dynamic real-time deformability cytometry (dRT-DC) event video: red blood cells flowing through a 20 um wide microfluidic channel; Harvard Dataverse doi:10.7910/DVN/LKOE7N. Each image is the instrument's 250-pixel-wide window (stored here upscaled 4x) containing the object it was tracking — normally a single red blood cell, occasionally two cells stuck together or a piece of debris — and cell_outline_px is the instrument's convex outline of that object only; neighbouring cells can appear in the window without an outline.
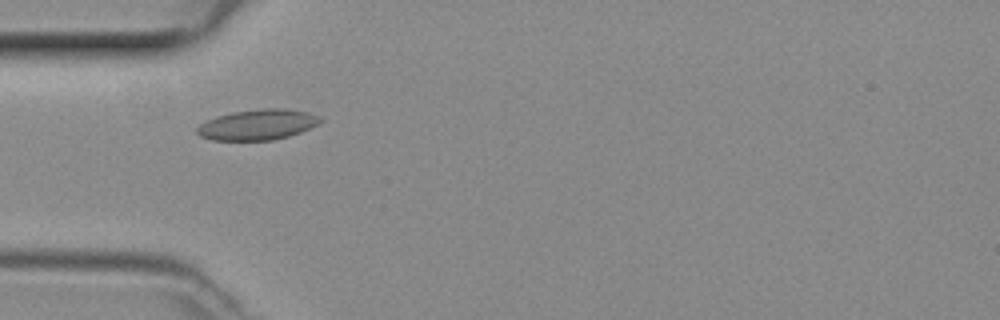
{"species": "common noctule bat (a hibernating species)", "species_latin": "Nyctalus noctula", "temperature_condition": "room temperature", "stored_images_in_passage": 47, "camera_frame_rate_fps": 3000, "um_per_image_px": 0.085, "animal": {"sex": "female", "body_mass_g": 29.2, "forearm_length_mm": 56.3}, "frame": {"image": 1, "passage_image": 13, "time_ms": 4.0, "image_size_px": [1000, 320], "cell_outline_px": [[324, 120], [300, 132], [288, 136], [272, 140], [212, 140], [200, 136], [196, 132], [196, 128], [200, 124], [216, 116], [232, 112], [260, 108], [284, 108], [308, 112], [320, 116]], "centroid_in_image_um": [21.89, 10.58], "position_along_channel_um": 63.1, "area_um2": 21.91}}
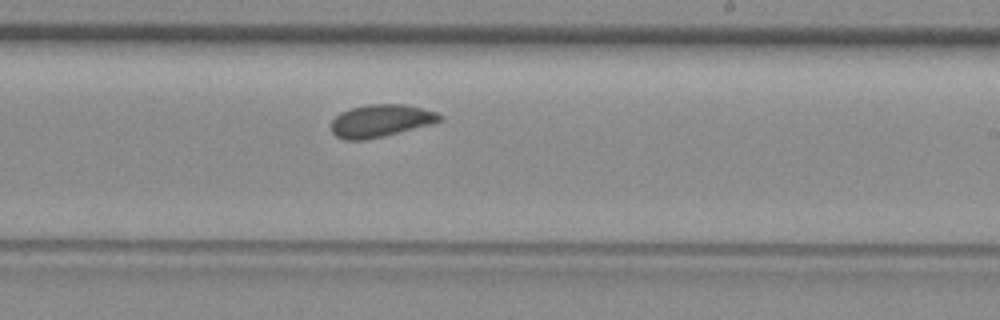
{"frame": {"image": 2, "passage_image": 27, "time_ms": 8.667, "image_size_px": [1000, 320], "cell_outline_px": [[444, 120], [364, 140], [344, 140], [336, 136], [332, 132], [332, 120], [340, 112], [352, 108], [368, 104], [404, 104], [436, 112], [444, 116]], "centroid_in_image_um": [32.33, 10.25], "position_along_channel_um": 256.7, "area_um2": 20.11}}
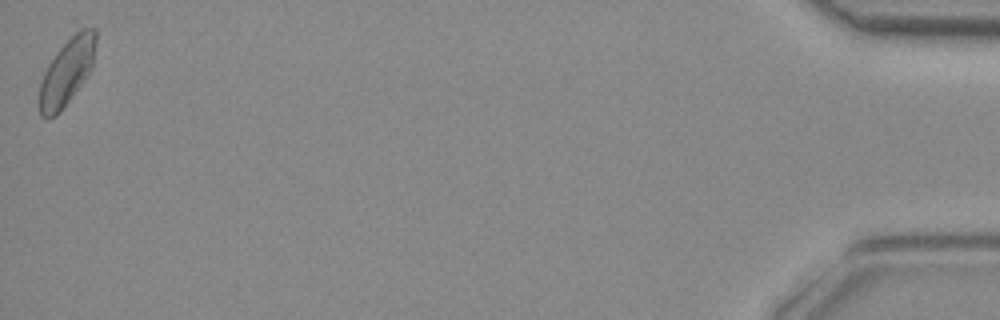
{"frame": {"image": 3, "passage_image": 47, "time_ms": 15.333, "image_size_px": [1000, 320], "cell_outline_px": [[96, 40], [92, 64], [88, 72], [80, 84], [60, 112], [56, 116], [48, 120], [40, 116], [40, 84], [44, 72], [48, 64], [56, 52], [76, 32], [84, 28], [96, 28]], "centroid_in_image_um": [5.65, 6.12], "position_along_channel_um": 429.5, "area_um2": 21.27}}